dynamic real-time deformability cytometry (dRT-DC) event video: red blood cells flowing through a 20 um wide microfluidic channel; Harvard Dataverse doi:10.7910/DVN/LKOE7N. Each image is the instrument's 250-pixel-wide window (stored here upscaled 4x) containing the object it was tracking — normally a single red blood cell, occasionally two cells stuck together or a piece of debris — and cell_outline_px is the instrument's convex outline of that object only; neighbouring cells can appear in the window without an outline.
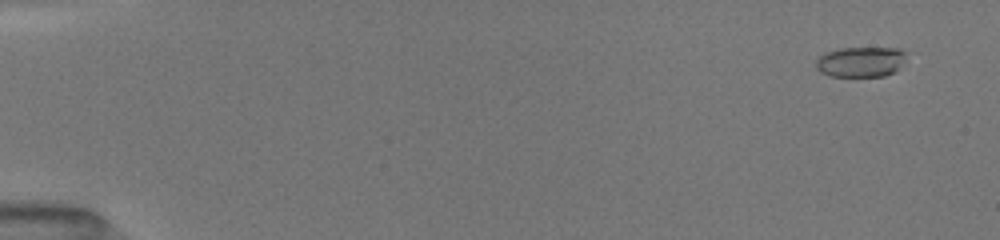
{"species": "common noctule bat (a hibernating species)", "species_latin": "Nyctalus noctula", "temperature_condition": "room temperature", "stored_images_in_passage": 16, "camera_frame_rate_fps": 3000, "um_per_image_px": 0.085, "animal": {"sex": "female", "body_mass_g": 19.5, "forearm_length_mm": 54.1}, "frame": {"image": 1, "passage_image": 3, "time_ms": 1.0, "image_size_px": [1000, 240], "cell_outline_px": [[904, 60], [896, 72], [884, 76], [828, 76], [820, 72], [816, 68], [816, 60], [824, 52], [840, 48], [900, 48], [904, 52]], "centroid_in_image_um": [73.13, 5.26], "position_along_channel_um": 11.9, "area_um2": 16.01}}
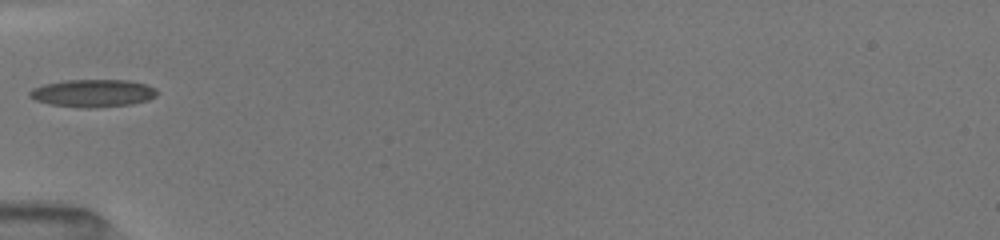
{"frame": {"image": 2, "passage_image": 14, "time_ms": 6.333, "image_size_px": [1000, 240], "cell_outline_px": [[160, 92], [156, 96], [148, 100], [132, 104], [92, 108], [84, 108], [48, 104], [36, 100], [28, 96], [28, 92], [32, 88], [44, 84], [64, 80], [128, 80], [148, 84], [156, 88]], "centroid_in_image_um": [7.92, 7.92], "position_along_channel_um": 77.1, "area_um2": 20.81}}
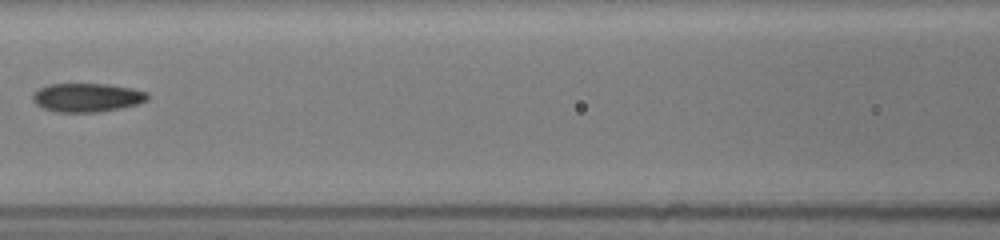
{"frame": {"image": 3, "passage_image": 16, "time_ms": 8.333, "image_size_px": [1000, 240], "cell_outline_px": [[148, 100], [136, 104], [120, 108], [96, 112], [56, 112], [44, 108], [36, 104], [32, 100], [32, 96], [40, 88], [48, 84], [108, 84], [132, 88], [148, 92]], "centroid_in_image_um": [7.4, 8.28], "position_along_channel_um": 159.2, "area_um2": 19.13}}